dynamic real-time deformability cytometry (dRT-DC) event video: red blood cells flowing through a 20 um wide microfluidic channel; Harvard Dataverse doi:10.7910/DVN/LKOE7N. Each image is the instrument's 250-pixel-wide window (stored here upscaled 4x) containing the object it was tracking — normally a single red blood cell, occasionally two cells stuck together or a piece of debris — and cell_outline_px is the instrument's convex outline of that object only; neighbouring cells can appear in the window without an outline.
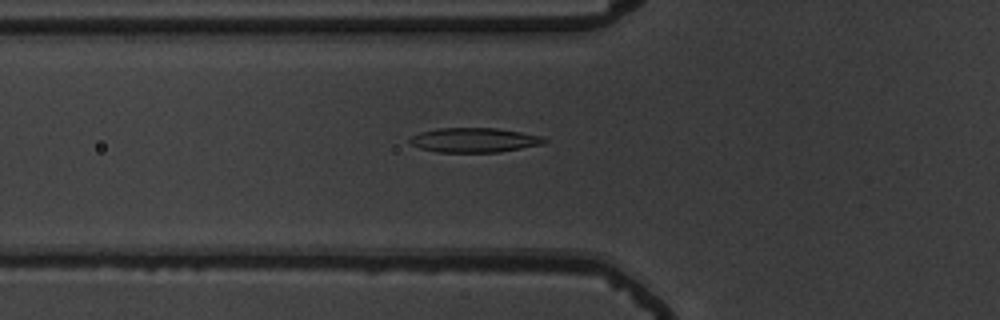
{"species": "common noctule bat (a hibernating species)", "species_latin": "Nyctalus noctula", "temperature_condition": "warm", "stored_images_in_passage": 56, "camera_frame_rate_fps": 3000, "um_per_image_px": 0.085, "animal": {"sex": "male", "body_mass_g": 19.5, "forearm_length_mm": 54.6}, "frame": {"image": 1, "passage_image": 21, "time_ms": 6.667, "image_size_px": [1000, 320], "cell_outline_px": [[548, 140], [544, 144], [500, 152], [436, 152], [420, 148], [412, 144], [408, 140], [412, 136], [420, 132], [440, 128], [496, 128], [520, 132], [540, 136]], "centroid_in_image_um": [40.31, 11.91], "position_along_channel_um": 85.5, "area_um2": 19.13}}
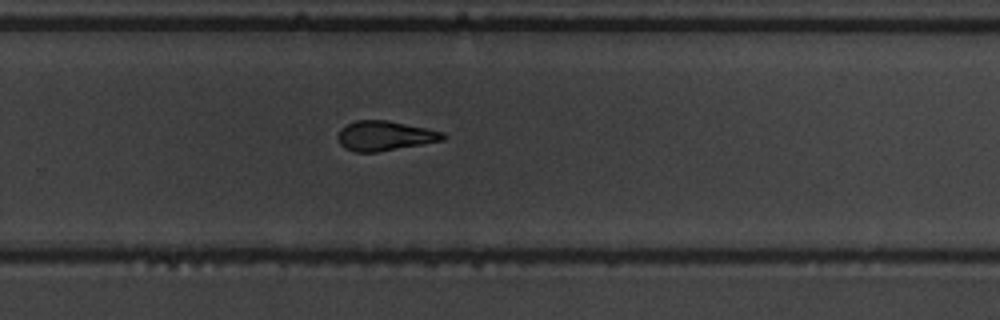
{"frame": {"image": 2, "passage_image": 38, "time_ms": 12.333, "image_size_px": [1000, 320], "cell_outline_px": [[448, 136], [444, 140], [376, 152], [356, 152], [344, 148], [340, 144], [336, 136], [340, 128], [356, 120], [388, 120], [428, 128], [444, 132]], "centroid_in_image_um": [32.71, 11.53], "position_along_channel_um": 297.1, "area_um2": 18.32}}
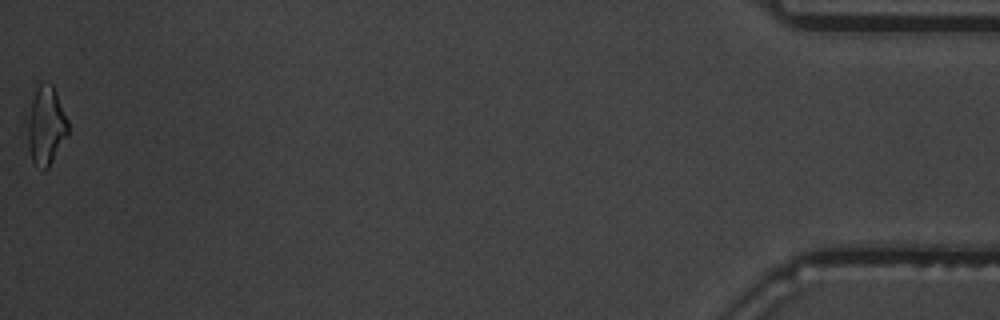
{"frame": {"image": 3, "passage_image": 56, "time_ms": 18.333, "image_size_px": [1000, 320], "cell_outline_px": [[68, 136], [48, 168], [44, 172], [36, 168], [32, 160], [28, 144], [28, 124], [32, 100], [40, 84], [52, 84], [56, 92], [68, 120]], "centroid_in_image_um": [3.94, 10.78], "position_along_channel_um": 431.3, "area_um2": 18.26}, "authors_computed_cell_mechanics": {"area_um2": 18.8428, "velocity_mm_per_s": 3.7291, "shape_relaxation_time_tau1_ms": 4.155, "shape_relaxation_time_tau2_ms": 3.7954, "deformation_change_tau1": 0.1529, "deformation_change_tau2": 0.13}}